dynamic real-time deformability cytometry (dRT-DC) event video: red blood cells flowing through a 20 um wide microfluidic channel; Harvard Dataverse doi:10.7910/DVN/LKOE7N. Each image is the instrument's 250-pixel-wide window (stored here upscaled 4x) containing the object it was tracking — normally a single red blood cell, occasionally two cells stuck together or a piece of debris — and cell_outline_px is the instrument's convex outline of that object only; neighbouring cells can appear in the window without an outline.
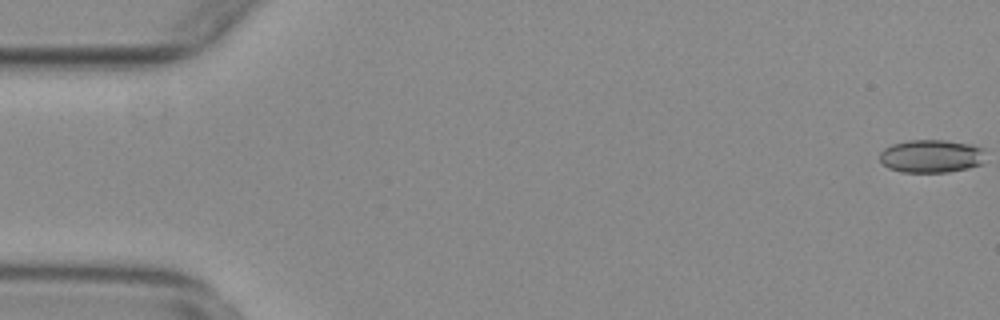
{"species": "common noctule bat (a hibernating species)", "species_latin": "Nyctalus noctula", "temperature_condition": "warm", "stored_images_in_passage": 55, "camera_frame_rate_fps": 3000, "um_per_image_px": 0.085, "animal": {"sex": "female", "body_mass_g": 29.2, "forearm_length_mm": 56.3}, "frame": {"image": 1, "passage_image": 1, "time_ms": 0.0, "image_size_px": [1000, 320], "cell_outline_px": [[984, 164], [968, 168], [948, 172], [900, 172], [888, 168], [880, 160], [880, 152], [884, 148], [892, 144], [908, 140], [948, 140], [972, 144], [984, 148]], "centroid_in_image_um": [79.19, 13.27], "position_along_channel_um": 5.8, "area_um2": 20.69}}
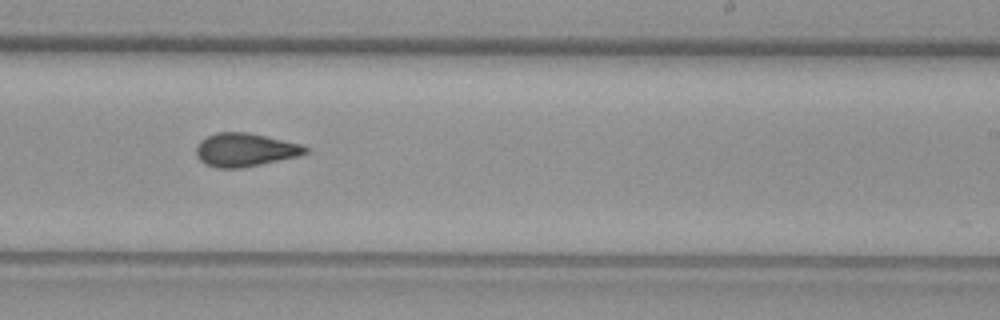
{"frame": {"image": 2, "passage_image": 34, "time_ms": 11.0, "image_size_px": [1000, 320], "cell_outline_px": [[308, 152], [296, 156], [260, 164], [240, 168], [216, 168], [204, 164], [196, 156], [196, 144], [200, 140], [216, 132], [248, 132], [300, 144], [308, 148]], "centroid_in_image_um": [20.76, 12.73], "position_along_channel_um": 268.2, "area_um2": 21.1}}
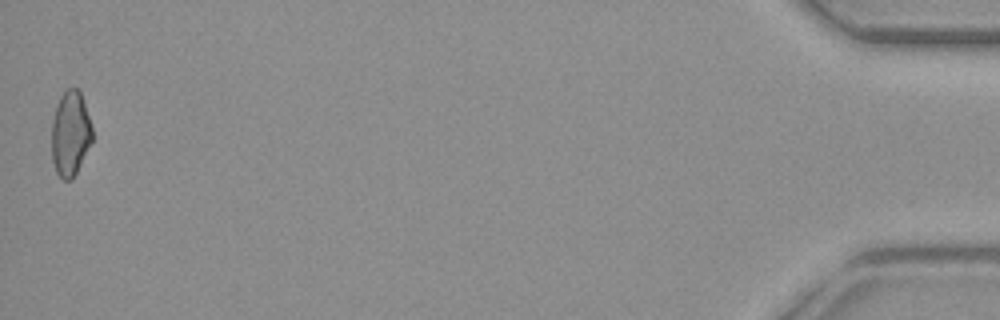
{"frame": {"image": 3, "passage_image": 55, "time_ms": 18.0, "image_size_px": [1000, 320], "cell_outline_px": [[92, 140], [72, 180], [64, 180], [56, 172], [52, 160], [52, 120], [56, 104], [60, 96], [68, 88], [76, 88], [80, 92], [92, 128]], "centroid_in_image_um": [5.95, 11.35], "position_along_channel_um": 429.2, "area_um2": 19.83}, "authors_computed_cell_mechanics": {"area_um2": 20.9236, "velocity_mm_per_s": 3.7752, "shape_relaxation_time_tau1_ms": null, "shape_relaxation_time_tau2_ms": 1.902, "deformation_change_tau1": null, "deformation_change_tau2": 0.0713}}